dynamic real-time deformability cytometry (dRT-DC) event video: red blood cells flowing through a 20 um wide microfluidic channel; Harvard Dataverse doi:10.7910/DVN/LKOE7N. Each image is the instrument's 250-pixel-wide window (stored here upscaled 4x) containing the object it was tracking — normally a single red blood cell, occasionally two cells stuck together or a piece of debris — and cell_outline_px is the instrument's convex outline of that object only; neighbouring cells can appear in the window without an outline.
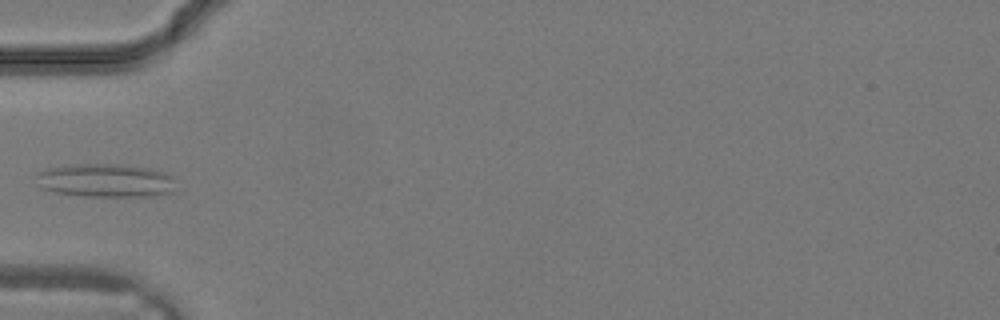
{"species": "common noctule bat (a hibernating species)", "species_latin": "Nyctalus noctula", "temperature_condition": "warm", "stored_images_in_passage": 11, "camera_frame_rate_fps": 3000, "um_per_image_px": 0.085, "animal": {"sex": "male", "body_mass_g": 19.2, "forearm_length_mm": 51.8}, "frame": {"image": 1, "passage_image": 10, "time_ms": 3.0, "image_size_px": [1000, 320], "cell_outline_px": [[172, 192], [152, 196], [84, 196], [56, 192], [40, 188], [36, 176], [36, 172], [48, 168], [76, 164], [120, 164], [148, 168], [164, 172], [172, 176]], "centroid_in_image_um": [8.93, 15.34], "position_along_channel_um": 76.1, "area_um2": 27.05}}